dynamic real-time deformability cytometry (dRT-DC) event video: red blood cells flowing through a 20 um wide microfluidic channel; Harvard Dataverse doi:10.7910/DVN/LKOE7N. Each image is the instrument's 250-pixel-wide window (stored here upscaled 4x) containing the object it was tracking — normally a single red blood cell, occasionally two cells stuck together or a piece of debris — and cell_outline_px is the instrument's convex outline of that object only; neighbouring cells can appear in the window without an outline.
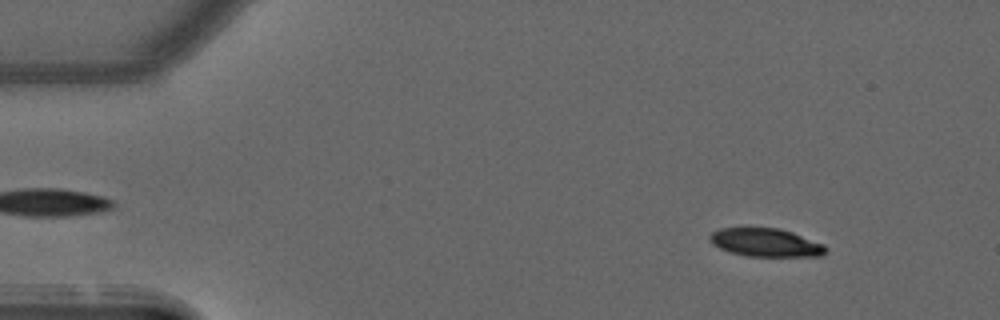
{"species": "common noctule bat (a hibernating species)", "species_latin": "Nyctalus noctula", "temperature_condition": "warm", "stored_images_in_passage": 50, "camera_frame_rate_fps": 3000, "um_per_image_px": 0.085, "animal": {"sex": "male", "forearm_length_mm": 52.5}, "frame": {"image": 1, "passage_image": 5, "time_ms": 1.333, "image_size_px": [1000, 320], "cell_outline_px": [[828, 252], [824, 256], [748, 256], [728, 252], [712, 244], [708, 236], [712, 232], [720, 228], [748, 224], [780, 228], [792, 232], [824, 244], [828, 248]], "centroid_in_image_um": [65.05, 20.56], "position_along_channel_um": 20.0, "area_um2": 20.11}}
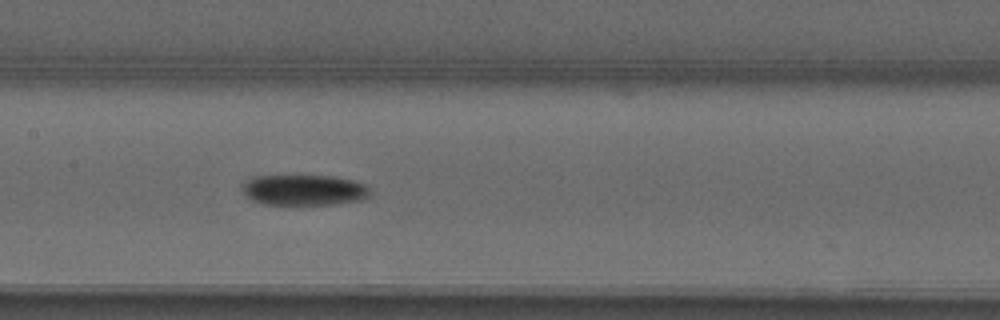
{"frame": {"image": 2, "passage_image": 24, "time_ms": 7.667, "image_size_px": [1000, 320], "cell_outline_px": [[368, 196], [364, 200], [336, 204], [264, 204], [252, 200], [244, 192], [244, 184], [252, 176], [332, 176], [352, 180], [364, 184], [368, 188]], "centroid_in_image_um": [25.87, 16.15], "position_along_channel_um": 181.5, "area_um2": 22.54}}
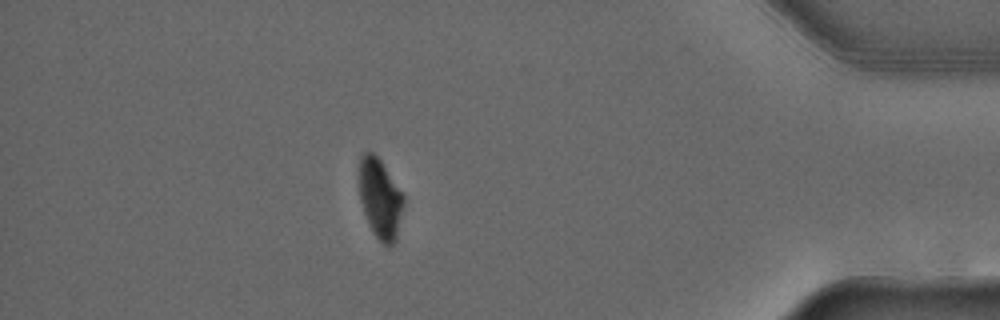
{"frame": {"image": 3, "passage_image": 44, "time_ms": 14.333, "image_size_px": [1000, 320], "cell_outline_px": [[404, 204], [396, 240], [388, 248], [372, 232], [364, 212], [360, 200], [360, 156], [364, 152], [372, 152], [380, 160], [404, 196]], "centroid_in_image_um": [32.32, 16.91], "position_along_channel_um": 402.9, "area_um2": 20.35}, "authors_computed_cell_mechanics": {"area_um2": 22.1374, "velocity_mm_per_s": 4.0015, "shape_relaxation_time_tau1_ms": 8.2964, "shape_relaxation_time_tau2_ms": null, "deformation_change_tau1": 0.1939, "deformation_change_tau2": null}}